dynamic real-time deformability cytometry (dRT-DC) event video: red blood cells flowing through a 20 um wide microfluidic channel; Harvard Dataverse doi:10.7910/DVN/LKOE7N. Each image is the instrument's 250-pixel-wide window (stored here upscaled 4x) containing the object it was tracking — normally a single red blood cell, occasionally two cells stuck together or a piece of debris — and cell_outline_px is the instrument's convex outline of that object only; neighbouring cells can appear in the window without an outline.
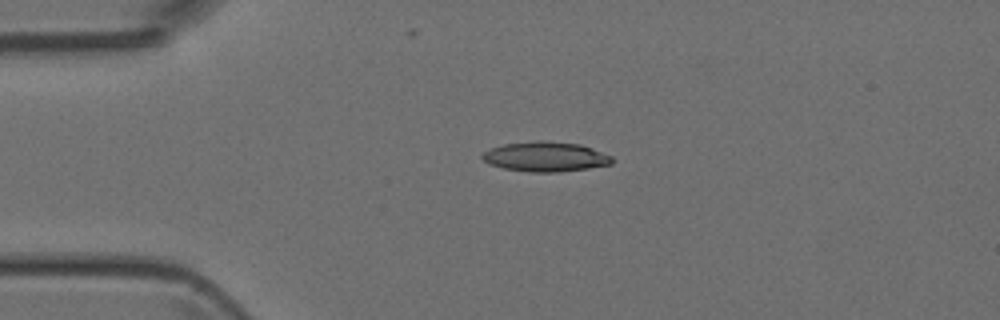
{"species": "Egyptian fruit bat (a non-hibernating species)", "species_latin": "Rousettus aegyptiacus", "temperature_condition": "room temperature", "stored_images_in_passage": 7, "camera_frame_rate_fps": 3000, "um_per_image_px": 0.085, "animal": {"sex": "female"}, "frame": {"image": 1, "passage_image": 2, "time_ms": 1.0, "image_size_px": [1000, 320], "cell_outline_px": [[612, 164], [588, 168], [560, 172], [528, 172], [504, 168], [492, 164], [484, 160], [480, 156], [484, 152], [492, 148], [504, 144], [536, 140], [540, 140], [580, 144], [592, 148], [612, 156]], "centroid_in_image_um": [46.38, 13.31], "position_along_channel_um": 38.6, "area_um2": 22.43}}
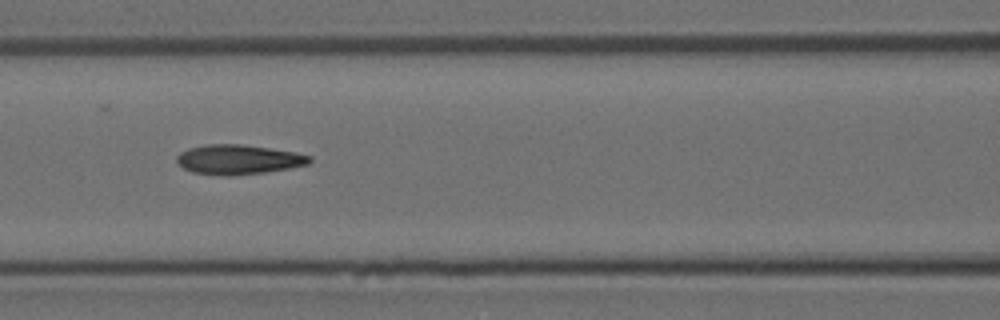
{"frame": {"image": 2, "passage_image": 5, "time_ms": 4.333, "image_size_px": [1000, 320], "cell_outline_px": [[312, 160], [308, 164], [288, 168], [264, 172], [228, 176], [224, 176], [192, 172], [176, 164], [176, 156], [180, 152], [188, 148], [204, 144], [240, 144], [296, 152], [312, 156]], "centroid_in_image_um": [20.22, 13.55], "position_along_channel_um": 146.4, "area_um2": 23.0}}
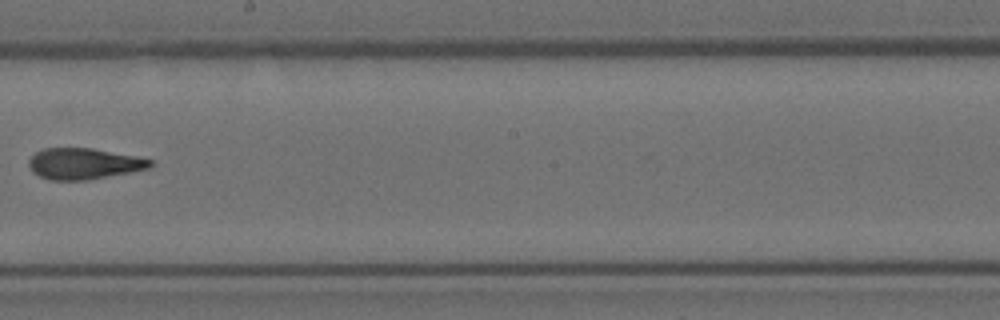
{"frame": {"image": 3, "passage_image": 7, "time_ms": 6.667, "image_size_px": [1000, 320], "cell_outline_px": [[156, 164], [148, 168], [88, 180], [48, 180], [32, 172], [28, 164], [28, 160], [36, 152], [44, 148], [92, 148], [136, 156], [152, 160]], "centroid_in_image_um": [7.11, 13.91], "position_along_channel_um": 241.1, "area_um2": 21.96}}